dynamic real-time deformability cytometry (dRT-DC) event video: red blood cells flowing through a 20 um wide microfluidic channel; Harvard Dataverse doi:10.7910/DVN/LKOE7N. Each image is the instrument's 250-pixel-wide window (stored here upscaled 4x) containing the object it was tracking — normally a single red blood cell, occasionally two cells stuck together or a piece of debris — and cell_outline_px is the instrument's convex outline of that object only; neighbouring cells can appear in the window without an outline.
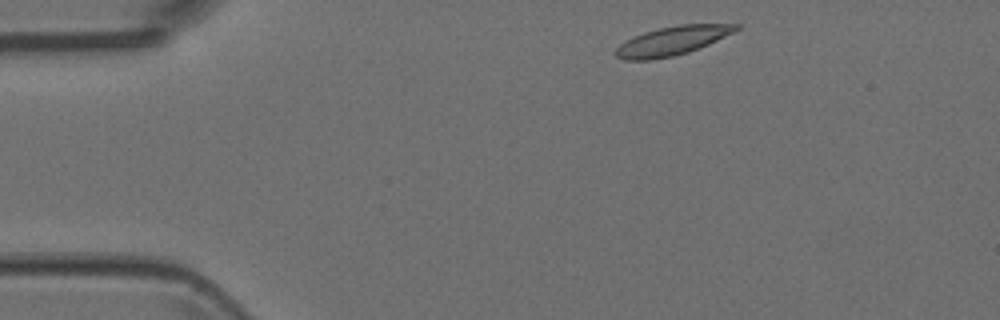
{"species": "Egyptian fruit bat (a non-hibernating species)", "species_latin": "Rousettus aegyptiacus", "temperature_condition": "room temperature", "stored_images_in_passage": 3, "camera_frame_rate_fps": 3000, "um_per_image_px": 0.085, "animal": {"sex": "female"}, "frame": {"image": 1, "passage_image": 1, "time_ms": 0.0, "image_size_px": [1000, 320], "cell_outline_px": [[740, 28], [700, 48], [688, 52], [672, 56], [648, 60], [624, 60], [616, 56], [612, 52], [620, 44], [644, 32], [676, 24], [740, 24]], "centroid_in_image_um": [57.11, 3.47], "position_along_channel_um": 27.9, "area_um2": 20.0}}
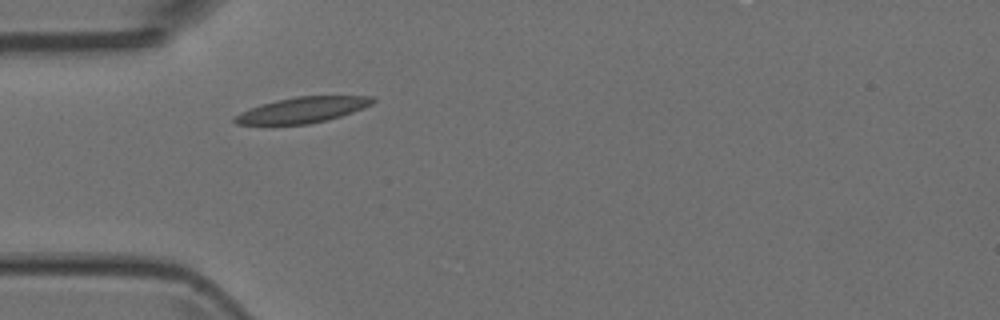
{"frame": {"image": 2, "passage_image": 3, "time_ms": 0.667, "image_size_px": [1000, 320], "cell_outline_px": [[376, 100], [372, 104], [364, 108], [328, 120], [308, 124], [236, 124], [232, 120], [240, 112], [260, 104], [276, 100], [296, 96], [372, 96]], "centroid_in_image_um": [25.72, 9.34], "position_along_channel_um": 59.3, "area_um2": 20.58}}